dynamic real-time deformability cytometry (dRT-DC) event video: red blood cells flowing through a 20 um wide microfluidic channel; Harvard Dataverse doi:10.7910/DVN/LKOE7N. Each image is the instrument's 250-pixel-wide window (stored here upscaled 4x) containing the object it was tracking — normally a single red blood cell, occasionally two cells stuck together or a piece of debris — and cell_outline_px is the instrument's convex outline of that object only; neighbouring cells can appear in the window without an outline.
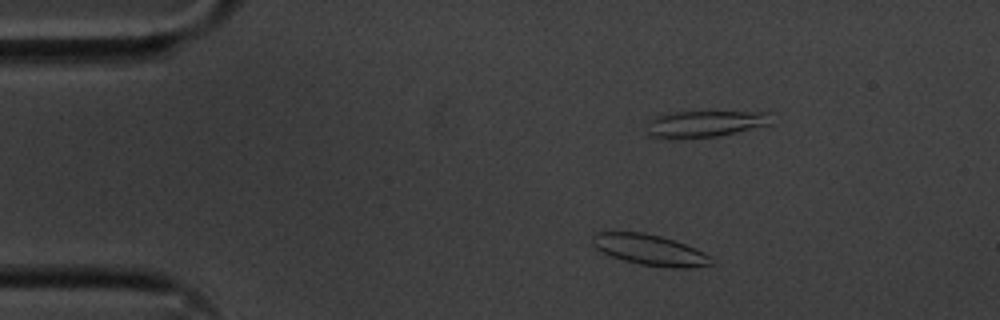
{"species": "common noctule bat (a hibernating species)", "species_latin": "Nyctalus noctula", "temperature_condition": "cold", "stored_images_in_passage": 53, "camera_frame_rate_fps": 3000, "um_per_image_px": 0.085, "animal": {"sex": "male", "body_mass_g": 20.1, "forearm_length_mm": 53.5}, "frame": {"image": 1, "passage_image": 7, "time_ms": 2.0, "image_size_px": [1000, 320], "cell_outline_px": [[712, 264], [692, 268], [664, 268], [640, 264], [624, 260], [612, 256], [596, 248], [592, 240], [592, 236], [596, 232], [644, 232], [660, 236], [684, 244], [704, 252], [712, 256]], "centroid_in_image_um": [55.27, 21.25], "position_along_channel_um": 29.7, "area_um2": 21.21}}
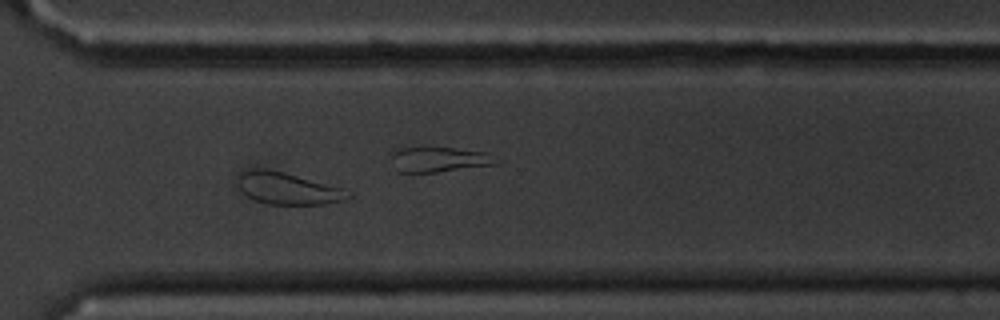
{"frame": {"image": 2, "passage_image": 38, "time_ms": 12.333, "image_size_px": [1000, 320], "cell_outline_px": [[352, 196], [344, 200], [324, 204], [268, 204], [256, 200], [248, 196], [240, 188], [236, 176], [240, 172], [256, 168], [264, 168], [284, 172], [344, 188], [352, 192]], "centroid_in_image_um": [24.49, 16.01], "position_along_channel_um": 346.1, "area_um2": 20.52}}
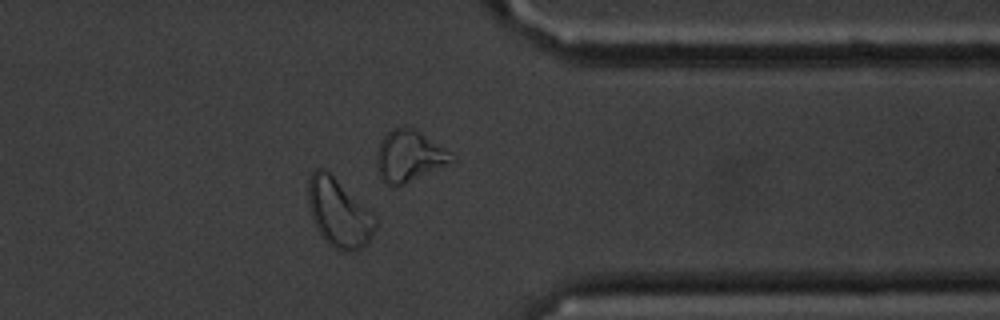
{"frame": {"image": 3, "passage_image": 42, "time_ms": 13.667, "image_size_px": [1000, 320], "cell_outline_px": [[376, 228], [368, 240], [360, 248], [352, 252], [340, 252], [328, 244], [324, 240], [316, 228], [312, 220], [308, 204], [308, 176], [316, 168], [324, 168], [372, 208], [376, 216]], "centroid_in_image_um": [28.81, 18.07], "position_along_channel_um": 382.6, "area_um2": 27.57}, "authors_computed_cell_mechanics": {"area_um2": 20.8658, "velocity_mm_per_s": 3.5579, "shape_relaxation_time_tau1_ms": 7.4438, "shape_relaxation_time_tau2_ms": 6.4142, "deformation_change_tau1": 0.1271, "deformation_change_tau2": 0.128}}